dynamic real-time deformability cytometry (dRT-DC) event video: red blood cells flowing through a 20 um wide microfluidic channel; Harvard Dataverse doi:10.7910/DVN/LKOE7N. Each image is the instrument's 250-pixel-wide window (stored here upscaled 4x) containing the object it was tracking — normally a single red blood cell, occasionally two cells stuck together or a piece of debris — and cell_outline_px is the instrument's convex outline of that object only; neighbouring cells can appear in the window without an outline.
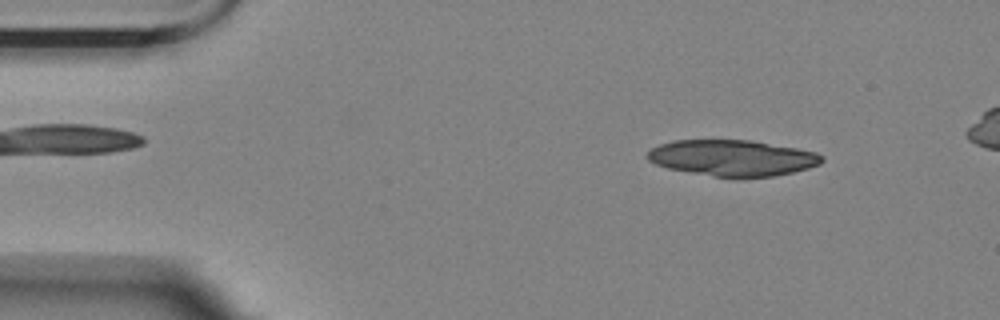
{"species": "Egyptian fruit bat (a non-hibernating species)", "species_latin": "Rousettus aegyptiacus", "temperature_condition": "room temperature", "stored_images_in_passage": 4, "camera_frame_rate_fps": 3000, "um_per_image_px": 0.085, "animal": {"sex": "female"}, "frame": {"image": 1, "passage_image": 1, "time_ms": 0.0, "image_size_px": [1000, 320], "cell_outline_px": [[824, 160], [820, 164], [808, 168], [792, 172], [772, 176], [716, 176], [668, 168], [656, 164], [648, 160], [644, 156], [652, 148], [660, 144], [672, 140], [752, 140], [796, 148], [816, 152], [824, 156]], "centroid_in_image_um": [62.25, 13.4], "position_along_channel_um": 22.7, "area_um2": 36.24}}